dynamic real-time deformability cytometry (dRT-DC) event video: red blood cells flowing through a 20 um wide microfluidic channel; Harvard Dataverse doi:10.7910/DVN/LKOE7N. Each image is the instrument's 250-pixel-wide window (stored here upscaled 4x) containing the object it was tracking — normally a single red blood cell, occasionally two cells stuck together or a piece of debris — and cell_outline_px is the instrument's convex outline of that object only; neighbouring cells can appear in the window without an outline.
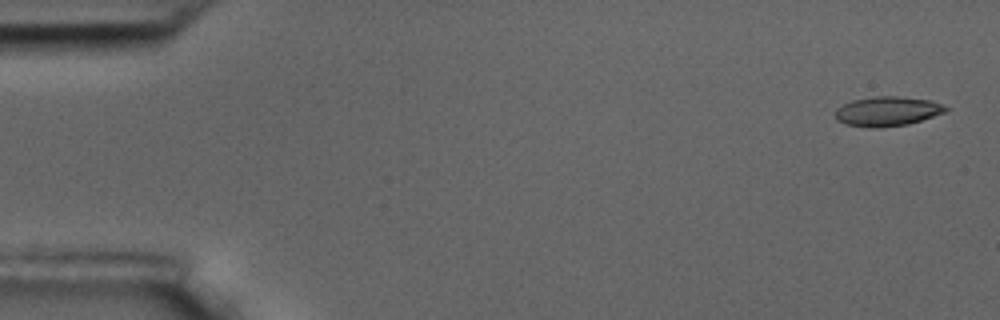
{"species": "common noctule bat (a hibernating species)", "species_latin": "Nyctalus noctula", "temperature_condition": "room temperature", "stored_images_in_passage": 5, "camera_frame_rate_fps": 3000, "um_per_image_px": 0.085, "animal": {"sex": "male", "body_mass_g": 17.5, "forearm_length_mm": 52.3}, "frame": {"image": 1, "passage_image": 1, "time_ms": 0.0, "image_size_px": [1000, 320], "cell_outline_px": [[948, 108], [944, 112], [908, 124], [880, 128], [868, 128], [844, 124], [836, 120], [836, 108], [852, 100], [876, 96], [900, 96], [932, 100], [944, 104]], "centroid_in_image_um": [75.41, 9.46], "position_along_channel_um": 9.6, "area_um2": 19.13}}